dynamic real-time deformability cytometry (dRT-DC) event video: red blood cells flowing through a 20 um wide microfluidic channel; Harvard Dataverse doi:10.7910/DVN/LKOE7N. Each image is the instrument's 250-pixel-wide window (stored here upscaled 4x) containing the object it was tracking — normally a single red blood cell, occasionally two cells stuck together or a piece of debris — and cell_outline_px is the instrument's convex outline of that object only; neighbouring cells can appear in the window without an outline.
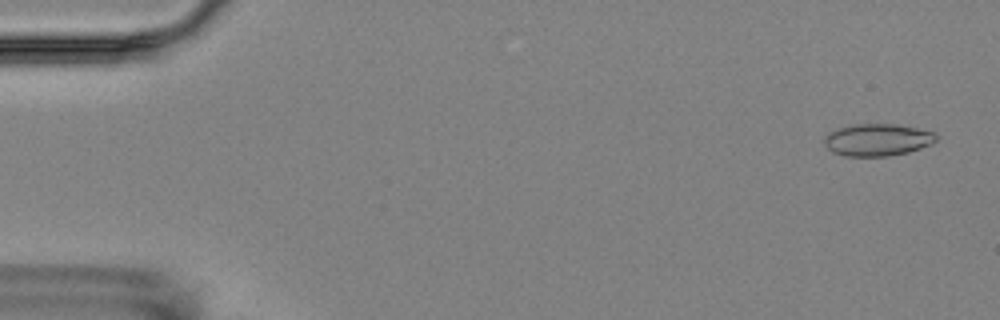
{"species": "Egyptian fruit bat (a non-hibernating species)", "species_latin": "Rousettus aegyptiacus", "temperature_condition": "room temperature", "stored_images_in_passage": 5, "camera_frame_rate_fps": 3000, "um_per_image_px": 0.085, "animal": {"sex": "female"}, "frame": {"image": 1, "passage_image": 1, "time_ms": 0.0, "image_size_px": [1000, 320], "cell_outline_px": [[936, 140], [932, 144], [908, 152], [888, 156], [844, 156], [832, 152], [824, 144], [824, 136], [828, 132], [852, 124], [896, 124], [916, 128], [932, 132], [936, 136]], "centroid_in_image_um": [74.54, 11.89], "position_along_channel_um": 10.5, "area_um2": 20.92}}
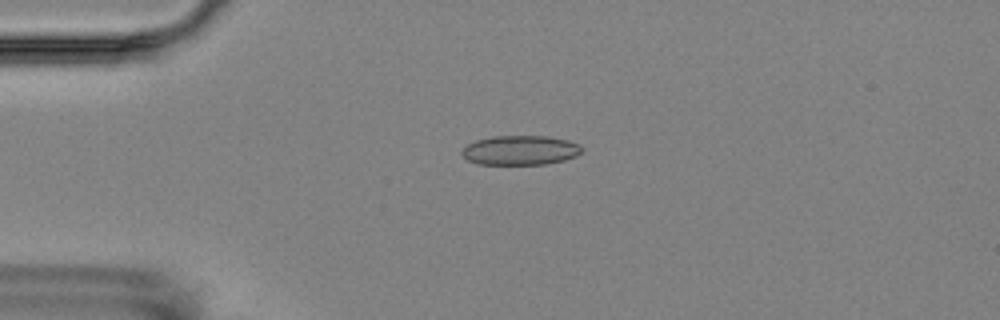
{"frame": {"image": 2, "passage_image": 4, "time_ms": 3.667, "image_size_px": [1000, 320], "cell_outline_px": [[584, 148], [576, 156], [564, 160], [544, 164], [476, 164], [468, 160], [460, 152], [468, 144], [476, 140], [492, 136], [548, 136], [568, 140], [580, 144]], "centroid_in_image_um": [44.24, 12.76], "position_along_channel_um": 40.8, "area_um2": 20.63}}